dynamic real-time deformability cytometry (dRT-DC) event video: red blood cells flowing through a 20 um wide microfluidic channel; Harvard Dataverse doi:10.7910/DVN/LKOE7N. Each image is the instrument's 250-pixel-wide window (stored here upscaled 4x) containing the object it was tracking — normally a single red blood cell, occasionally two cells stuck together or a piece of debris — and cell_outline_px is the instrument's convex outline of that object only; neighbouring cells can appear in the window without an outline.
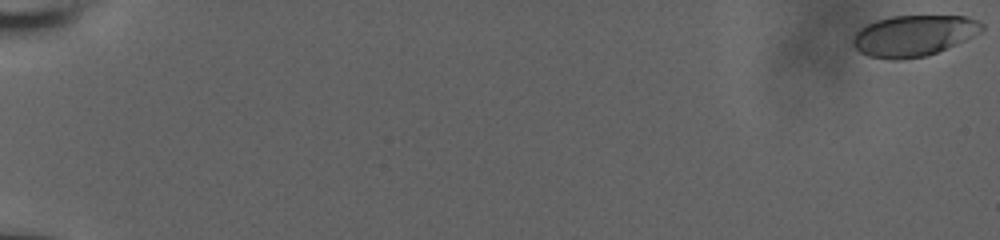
{"species": "human", "species_latin": "Homo sapiens", "temperature_condition": "room temperature", "stored_images_in_passage": 20, "camera_frame_rate_fps": 3000, "um_per_image_px": 0.085, "donor": {"sex": "male"}, "frame": {"image": 1, "passage_image": 1, "time_ms": 0.0, "image_size_px": [1000, 240], "cell_outline_px": [[984, 28], [980, 32], [956, 44], [928, 56], [900, 60], [892, 60], [868, 56], [860, 52], [852, 44], [852, 36], [860, 28], [876, 20], [892, 16], [968, 16], [984, 24]], "centroid_in_image_um": [77.64, 3.04], "position_along_channel_um": 7.4, "area_um2": 30.92}}
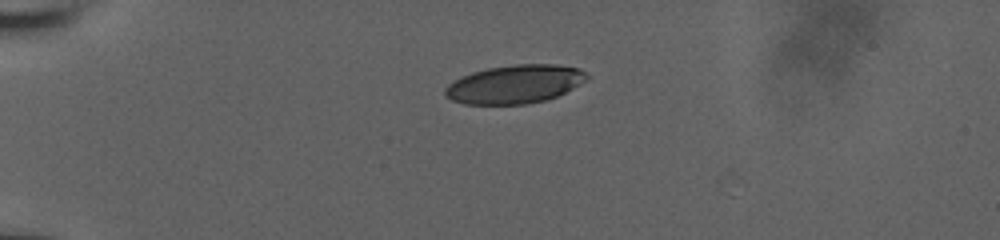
{"frame": {"image": 2, "passage_image": 17, "time_ms": 5.333, "image_size_px": [1000, 240], "cell_outline_px": [[588, 76], [580, 84], [556, 96], [544, 100], [524, 104], [464, 104], [452, 100], [444, 96], [444, 88], [452, 80], [472, 72], [488, 68], [516, 64], [556, 64], [580, 68]], "centroid_in_image_um": [43.7, 7.15], "position_along_channel_um": 41.3, "area_um2": 31.67}}